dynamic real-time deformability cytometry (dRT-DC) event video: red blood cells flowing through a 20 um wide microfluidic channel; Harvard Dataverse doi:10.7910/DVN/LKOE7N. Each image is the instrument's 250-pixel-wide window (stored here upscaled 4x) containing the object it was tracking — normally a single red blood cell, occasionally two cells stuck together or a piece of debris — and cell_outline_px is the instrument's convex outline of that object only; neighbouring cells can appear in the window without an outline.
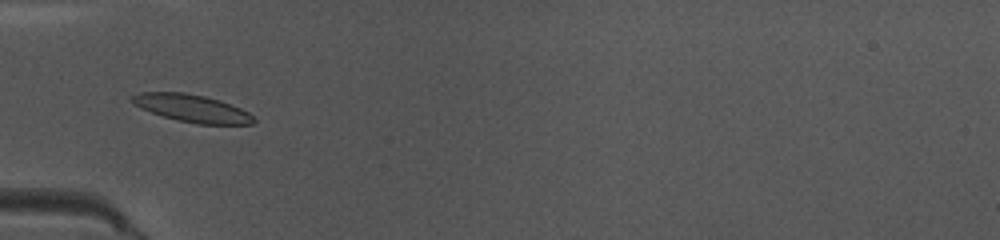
{"species": "common noctule bat (a hibernating species)", "species_latin": "Nyctalus noctula", "temperature_condition": "warm", "stored_images_in_passage": 38, "camera_frame_rate_fps": 3000, "um_per_image_px": 0.085, "animal": {"sex": "female", "body_mass_g": 10.0, "forearm_length_mm": 53.1}, "frame": {"image": 1, "passage_image": 5, "time_ms": 1.333, "image_size_px": [1000, 240], "cell_outline_px": [[256, 120], [252, 124], [196, 124], [164, 116], [140, 108], [132, 100], [132, 96], [140, 92], [184, 92], [204, 96], [220, 100], [240, 108], [248, 112]], "centroid_in_image_um": [16.35, 9.2], "position_along_channel_um": 68.7, "area_um2": 19.19}}
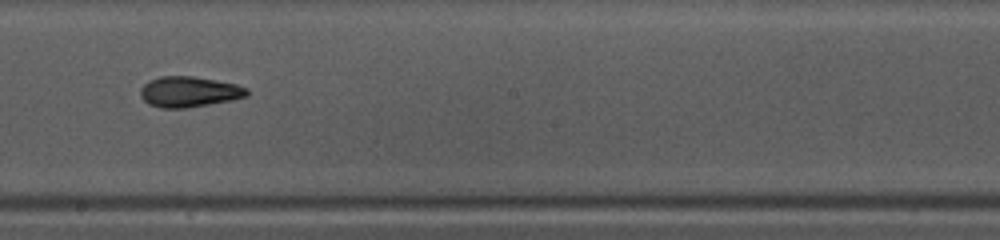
{"frame": {"image": 2, "passage_image": 17, "time_ms": 5.333, "image_size_px": [1000, 240], "cell_outline_px": [[248, 96], [232, 100], [184, 108], [160, 108], [148, 104], [140, 96], [140, 88], [148, 80], [160, 76], [192, 76], [216, 80], [236, 84], [248, 88]], "centroid_in_image_um": [16.05, 7.8], "position_along_channel_um": 232.1, "area_um2": 19.07}}
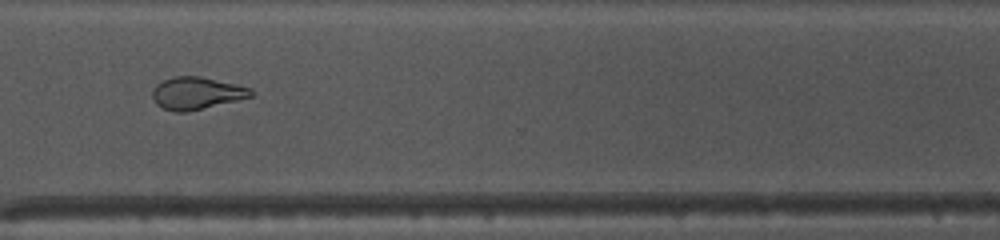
{"frame": {"image": 3, "passage_image": 26, "time_ms": 8.333, "image_size_px": [1000, 240], "cell_outline_px": [[256, 92], [252, 96], [188, 112], [176, 112], [164, 108], [156, 104], [152, 96], [152, 92], [156, 84], [172, 76], [200, 76], [236, 84], [252, 88]], "centroid_in_image_um": [16.72, 7.91], "position_along_channel_um": 353.9, "area_um2": 18.55}, "authors_computed_cell_mechanics": {"area_um2": 18.9006, "velocity_mm_per_s": 4.079, "shape_relaxation_time_tau1_ms": 5.8808, "shape_relaxation_time_tau2_ms": 2.1081, "deformation_change_tau1": 0.1875, "deformation_change_tau2": 0.0925}}